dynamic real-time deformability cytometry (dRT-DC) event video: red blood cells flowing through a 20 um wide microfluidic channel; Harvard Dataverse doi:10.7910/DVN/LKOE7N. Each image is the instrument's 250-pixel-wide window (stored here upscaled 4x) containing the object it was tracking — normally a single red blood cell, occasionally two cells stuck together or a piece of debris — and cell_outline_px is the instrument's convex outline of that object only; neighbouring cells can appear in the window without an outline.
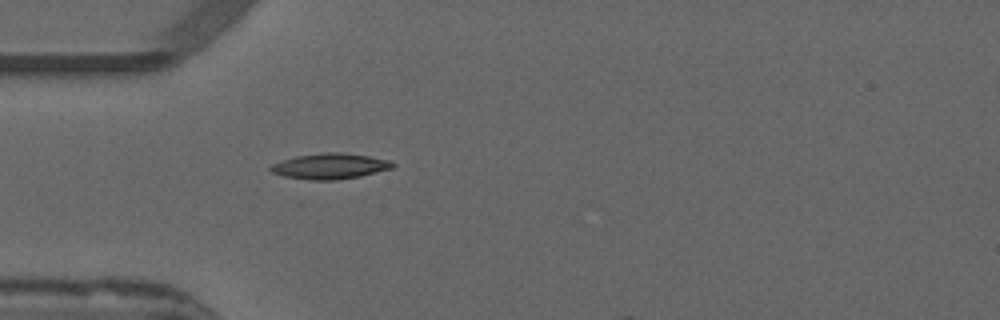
{"species": "common noctule bat (a hibernating species)", "species_latin": "Nyctalus noctula", "temperature_condition": "warm", "stored_images_in_passage": 5, "camera_frame_rate_fps": 3000, "um_per_image_px": 0.085, "animal": {"sex": "male", "forearm_length_mm": 52.5}, "frame": {"image": 1, "passage_image": 1, "time_ms": 0.0, "image_size_px": [1000, 320], "cell_outline_px": [[396, 164], [392, 168], [360, 176], [336, 180], [308, 180], [284, 176], [272, 172], [268, 168], [272, 164], [296, 156], [324, 152], [340, 152], [368, 156], [392, 160]], "centroid_in_image_um": [28.07, 14.12], "position_along_channel_um": 56.9, "area_um2": 18.21}}
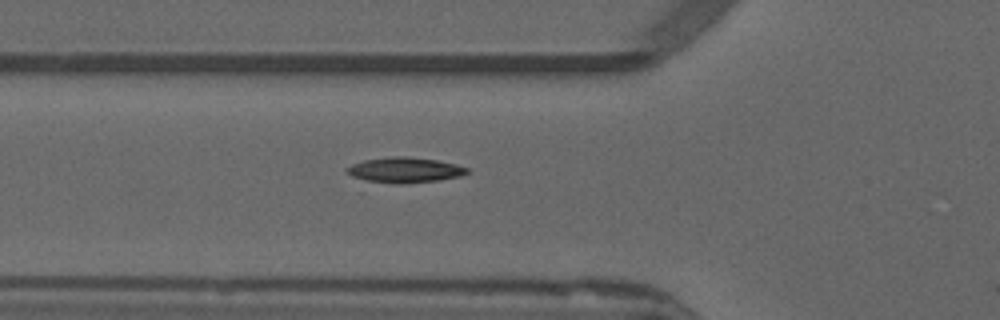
{"frame": {"image": 2, "passage_image": 4, "time_ms": 1.0, "image_size_px": [1000, 320], "cell_outline_px": [[468, 172], [460, 176], [440, 180], [360, 192], [344, 168], [352, 164], [364, 160], [392, 156], [404, 156], [436, 160], [456, 164], [468, 168]], "centroid_in_image_um": [34.02, 14.62], "position_along_channel_um": 91.8, "area_um2": 20.63}}